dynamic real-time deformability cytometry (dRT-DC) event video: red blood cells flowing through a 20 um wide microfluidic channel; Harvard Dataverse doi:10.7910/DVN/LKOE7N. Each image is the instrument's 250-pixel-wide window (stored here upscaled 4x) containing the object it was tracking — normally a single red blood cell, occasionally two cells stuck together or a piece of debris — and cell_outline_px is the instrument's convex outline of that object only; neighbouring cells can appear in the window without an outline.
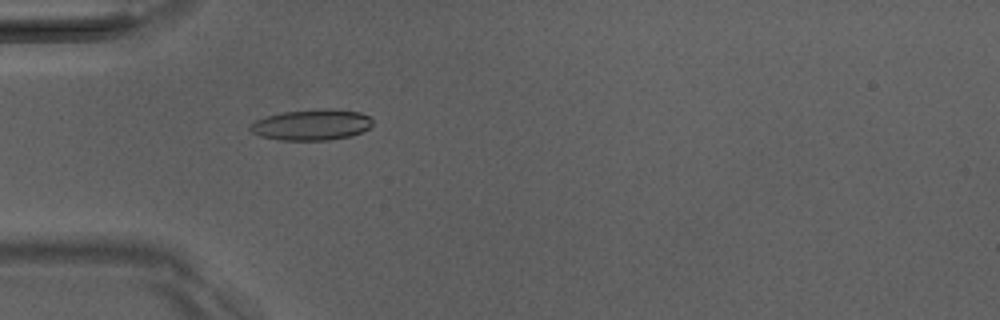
{"species": "Egyptian fruit bat (a non-hibernating species)", "species_latin": "Rousettus aegyptiacus", "temperature_condition": "room temperature", "stored_images_in_passage": 51, "camera_frame_rate_fps": 3000, "um_per_image_px": 0.085, "animal": {"sex": "male"}, "frame": {"image": 1, "passage_image": 16, "time_ms": 5.0, "image_size_px": [1000, 320], "cell_outline_px": [[372, 124], [368, 128], [360, 132], [348, 136], [328, 140], [280, 140], [260, 136], [252, 132], [248, 128], [256, 120], [268, 116], [284, 112], [316, 108], [328, 108], [360, 112], [372, 116]], "centroid_in_image_um": [26.51, 10.59], "position_along_channel_um": 58.5, "area_um2": 22.02}}
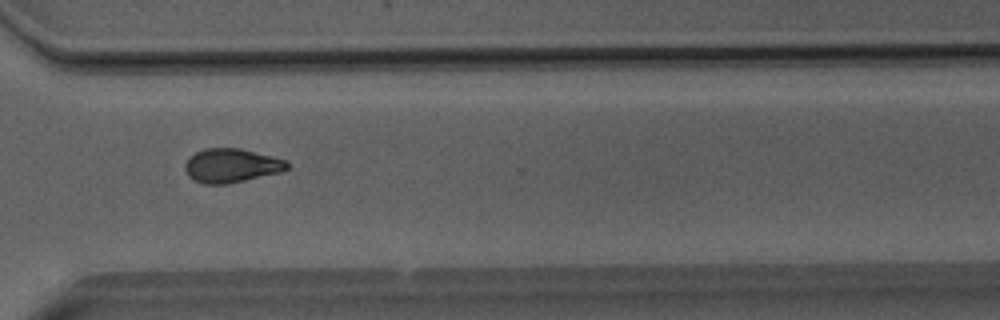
{"frame": {"image": 2, "passage_image": 38, "time_ms": 12.333, "image_size_px": [1000, 320], "cell_outline_px": [[288, 168], [280, 172], [228, 184], [204, 184], [192, 180], [188, 176], [184, 168], [184, 164], [188, 156], [204, 148], [240, 148], [288, 160]], "centroid_in_image_um": [19.62, 14.07], "position_along_channel_um": 351.0, "area_um2": 20.4}}
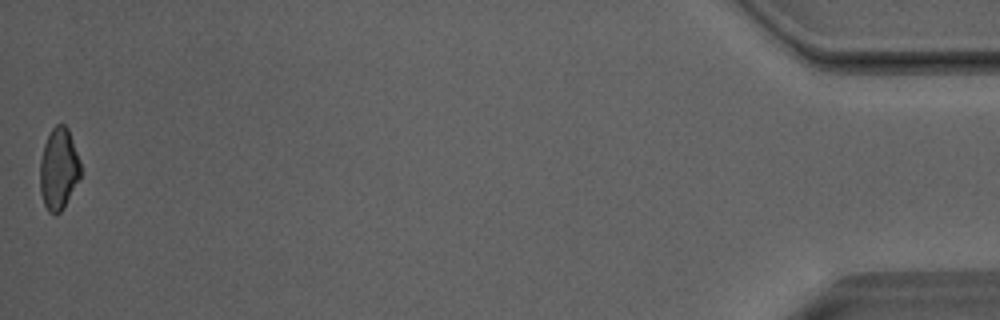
{"frame": {"image": 3, "passage_image": 51, "time_ms": 16.667, "image_size_px": [1000, 320], "cell_outline_px": [[80, 176], [64, 208], [56, 216], [48, 212], [44, 204], [40, 192], [40, 160], [44, 144], [52, 128], [56, 124], [64, 124], [68, 128], [80, 160]], "centroid_in_image_um": [4.98, 14.38], "position_along_channel_um": 430.2, "area_um2": 19.36}, "authors_computed_cell_mechanics": {"area_um2": 20.5768, "velocity_mm_per_s": 4.0645, "shape_relaxation_time_tau1_ms": 11.0165, "shape_relaxation_time_tau2_ms": 5.7472, "deformation_change_tau1": 0.2348, "deformation_change_tau2": 0.1127}}